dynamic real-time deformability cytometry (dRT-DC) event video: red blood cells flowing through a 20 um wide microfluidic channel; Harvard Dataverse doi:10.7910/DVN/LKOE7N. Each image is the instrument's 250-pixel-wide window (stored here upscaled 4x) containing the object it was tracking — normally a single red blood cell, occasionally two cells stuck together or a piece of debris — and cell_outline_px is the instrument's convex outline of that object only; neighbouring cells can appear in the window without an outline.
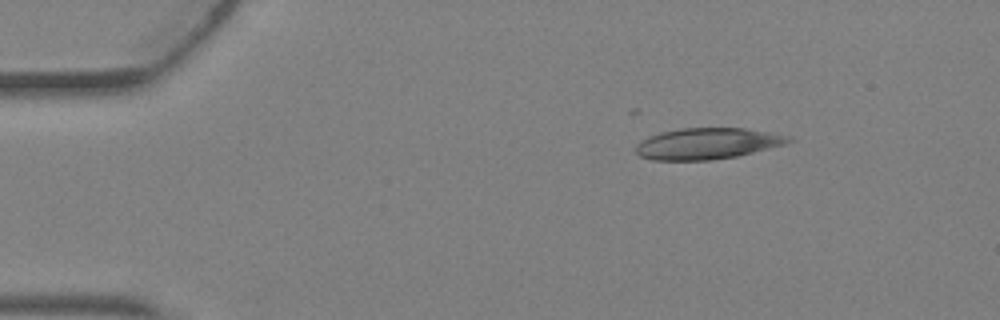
{"species": "Egyptian fruit bat (a non-hibernating species)", "species_latin": "Rousettus aegyptiacus", "temperature_condition": "warm", "stored_images_in_passage": 2, "camera_frame_rate_fps": 3000, "um_per_image_px": 0.085, "animal": {"sex": "female"}, "frame": {"image": 1, "passage_image": 1, "time_ms": 0.0, "image_size_px": [1000, 320], "cell_outline_px": [[796, 140], [784, 144], [736, 156], [712, 160], [652, 160], [640, 156], [636, 152], [636, 144], [660, 132], [680, 128], [744, 128], [788, 136]], "centroid_in_image_um": [60.1, 12.21], "position_along_channel_um": 24.9, "area_um2": 27.4}}